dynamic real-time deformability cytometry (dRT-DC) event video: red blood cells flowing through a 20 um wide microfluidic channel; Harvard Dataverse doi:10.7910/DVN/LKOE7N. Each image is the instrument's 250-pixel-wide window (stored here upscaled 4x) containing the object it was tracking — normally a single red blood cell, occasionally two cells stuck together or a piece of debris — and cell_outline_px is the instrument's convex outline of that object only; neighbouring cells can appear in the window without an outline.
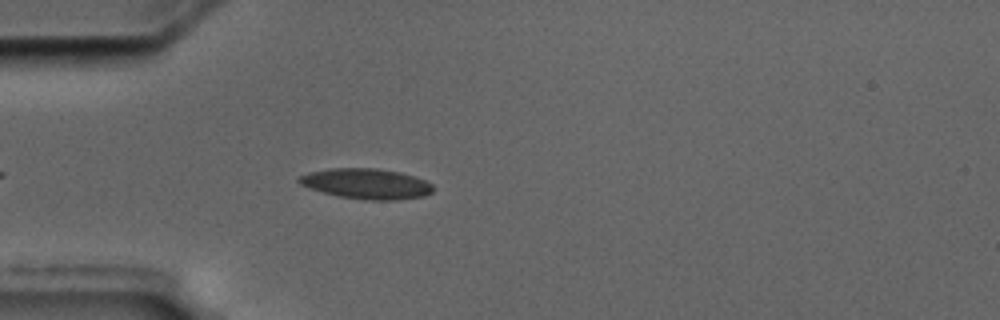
{"species": "common noctule bat (a hibernating species)", "species_latin": "Nyctalus noctula", "temperature_condition": "cold", "stored_images_in_passage": 47, "camera_frame_rate_fps": 3000, "um_per_image_px": 0.085, "animal": {"sex": "male", "body_mass_g": 17.5, "forearm_length_mm": 52.3}, "frame": {"image": 1, "passage_image": 6, "time_ms": 1.667, "image_size_px": [1000, 320], "cell_outline_px": [[432, 192], [424, 196], [396, 200], [372, 200], [340, 196], [324, 192], [300, 184], [296, 180], [300, 176], [308, 172], [332, 168], [376, 168], [400, 172], [424, 180], [432, 184]], "centroid_in_image_um": [31.15, 15.61], "position_along_channel_um": 53.9, "area_um2": 23.41}}
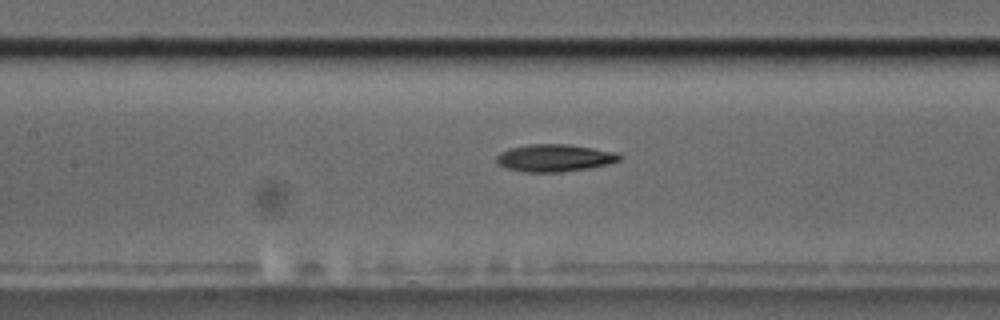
{"frame": {"image": 2, "passage_image": 16, "time_ms": 5.0, "image_size_px": [1000, 320], "cell_outline_px": [[620, 160], [608, 164], [592, 168], [560, 172], [524, 172], [508, 168], [496, 164], [496, 156], [500, 152], [508, 148], [528, 144], [568, 144], [616, 152], [620, 156]], "centroid_in_image_um": [47.1, 13.42], "position_along_channel_um": 160.3, "area_um2": 19.71}}
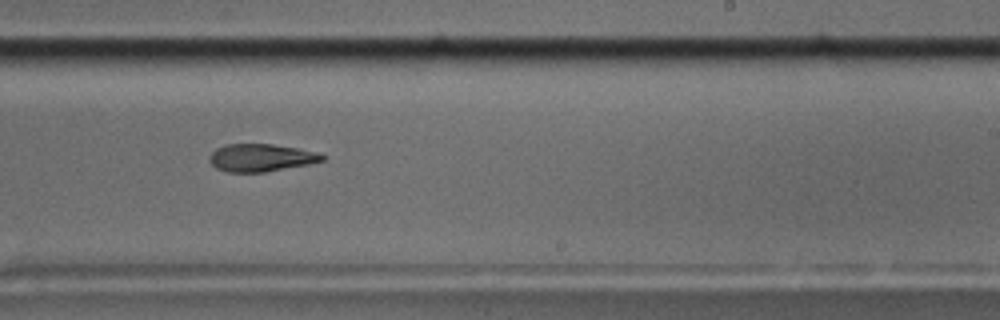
{"frame": {"image": 3, "passage_image": 25, "time_ms": 8.0, "image_size_px": [1000, 320], "cell_outline_px": [[328, 156], [324, 160], [308, 164], [264, 172], [228, 172], [216, 168], [208, 160], [208, 156], [216, 148], [224, 144], [272, 144], [296, 148]], "centroid_in_image_um": [22.13, 13.4], "position_along_channel_um": 266.9, "area_um2": 18.03}, "authors_computed_cell_mechanics": {"area_um2": 20.2878, "velocity_mm_per_s": 3.568, "shape_relaxation_time_tau1_ms": 7.0392, "shape_relaxation_time_tau2_ms": 10.4929, "deformation_change_tau1": 0.1904, "deformation_change_tau2": 0.246}}